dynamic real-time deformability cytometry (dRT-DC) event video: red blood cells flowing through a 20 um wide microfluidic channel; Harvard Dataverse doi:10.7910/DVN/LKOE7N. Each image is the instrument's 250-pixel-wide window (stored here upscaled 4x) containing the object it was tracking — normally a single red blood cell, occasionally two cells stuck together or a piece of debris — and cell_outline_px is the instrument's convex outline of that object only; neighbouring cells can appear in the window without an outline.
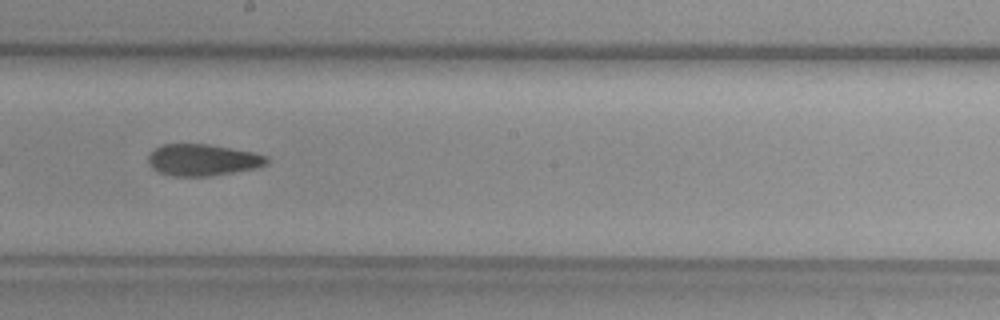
{"species": "common noctule bat (a hibernating species)", "species_latin": "Nyctalus noctula", "temperature_condition": "warm", "stored_images_in_passage": 40, "camera_frame_rate_fps": 3000, "um_per_image_px": 0.085, "animal": {"sex": "female", "body_mass_g": 29.2, "forearm_length_mm": 56.3}, "frame": {"image": 1, "passage_image": 23, "time_ms": 7.333, "image_size_px": [1000, 320], "cell_outline_px": [[268, 164], [256, 168], [208, 176], [172, 176], [160, 172], [152, 168], [148, 160], [148, 156], [156, 148], [164, 144], [208, 144], [252, 152], [268, 156]], "centroid_in_image_um": [17.24, 13.59], "position_along_channel_um": 231.0, "area_um2": 21.62}}